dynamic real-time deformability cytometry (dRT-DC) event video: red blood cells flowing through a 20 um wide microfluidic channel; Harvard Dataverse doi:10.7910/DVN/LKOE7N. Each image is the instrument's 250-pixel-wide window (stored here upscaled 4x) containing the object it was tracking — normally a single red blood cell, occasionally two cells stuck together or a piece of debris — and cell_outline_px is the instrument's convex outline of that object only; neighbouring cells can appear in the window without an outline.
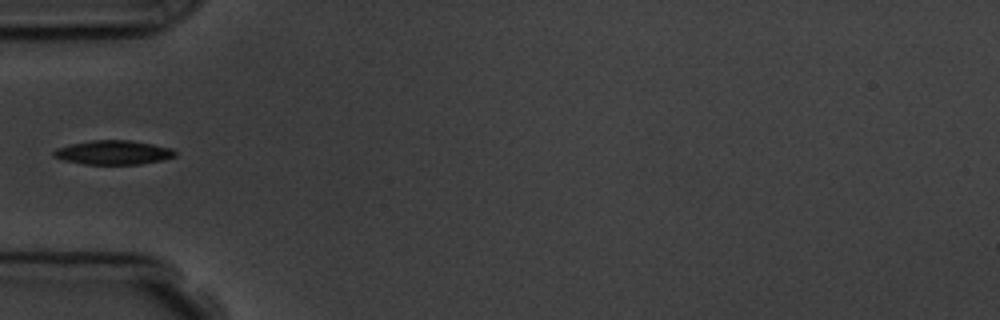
{"species": "common noctule bat (a hibernating species)", "species_latin": "Nyctalus noctula", "temperature_condition": "room temperature", "stored_images_in_passage": 6, "camera_frame_rate_fps": 3000, "um_per_image_px": 0.085, "animal": {"sex": "male", "body_mass_g": 19.5, "forearm_length_mm": 54.6}, "frame": {"image": 1, "passage_image": 5, "time_ms": 4.667, "image_size_px": [1000, 320], "cell_outline_px": [[176, 156], [160, 160], [140, 164], [84, 164], [64, 160], [52, 156], [52, 152], [56, 148], [68, 144], [92, 140], [128, 140], [152, 144], [172, 148], [176, 152]], "centroid_in_image_um": [9.59, 12.95], "position_along_channel_um": 75.4, "area_um2": 17.05}}